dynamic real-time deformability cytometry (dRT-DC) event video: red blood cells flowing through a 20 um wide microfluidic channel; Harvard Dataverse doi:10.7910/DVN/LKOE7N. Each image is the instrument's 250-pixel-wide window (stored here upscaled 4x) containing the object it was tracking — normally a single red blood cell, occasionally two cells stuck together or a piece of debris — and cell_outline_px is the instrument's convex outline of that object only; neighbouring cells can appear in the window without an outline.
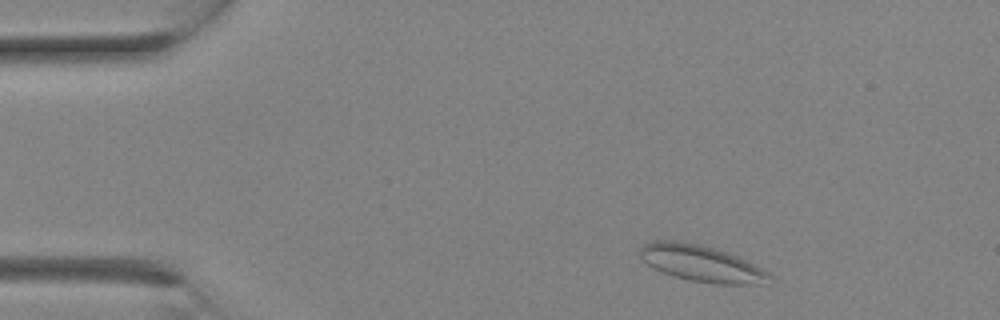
{"species": "Egyptian fruit bat (a non-hibernating species)", "species_latin": "Rousettus aegyptiacus", "temperature_condition": "room temperature", "stored_images_in_passage": 16, "camera_frame_rate_fps": 3000, "um_per_image_px": 0.085, "animal": {"sex": "female"}, "frame": {"image": 1, "passage_image": 2, "time_ms": 0.333, "image_size_px": [1000, 320], "cell_outline_px": [[772, 276], [764, 284], [716, 284], [692, 280], [660, 272], [652, 268], [640, 256], [640, 248], [644, 244], [652, 240], [680, 240], [700, 244], [716, 248], [736, 256], [768, 272]], "centroid_in_image_um": [59.57, 22.37], "position_along_channel_um": 25.4, "area_um2": 27.28}}
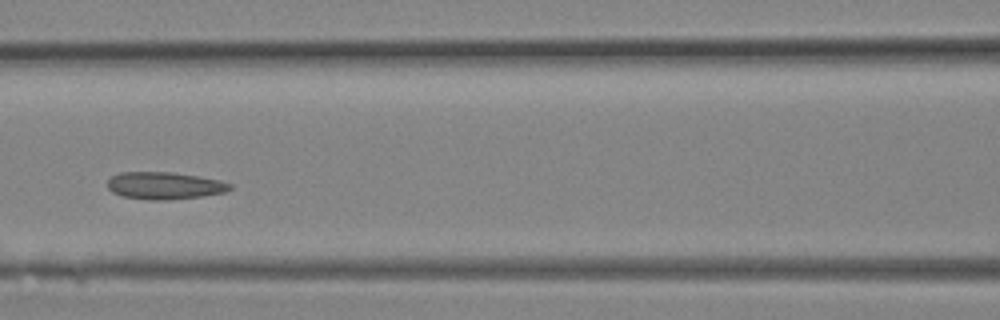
{"frame": {"image": 2, "passage_image": 10, "time_ms": 3.0, "image_size_px": [1000, 320], "cell_outline_px": [[232, 188], [224, 192], [200, 196], [164, 200], [148, 200], [124, 196], [112, 192], [108, 188], [108, 180], [112, 176], [120, 172], [172, 172], [220, 180], [232, 184]], "centroid_in_image_um": [13.97, 15.77], "position_along_channel_um": 152.6, "area_um2": 19.25}}
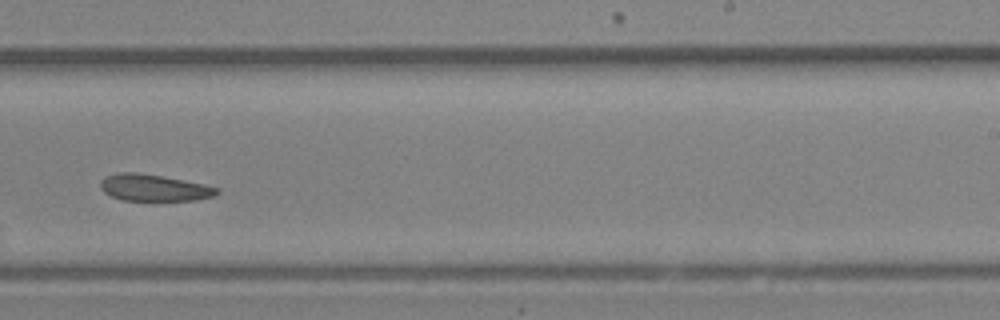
{"frame": {"image": 3, "passage_image": 15, "time_ms": 4.667, "image_size_px": [1000, 320], "cell_outline_px": [[220, 192], [212, 196], [196, 200], [120, 200], [104, 192], [100, 188], [100, 180], [104, 176], [116, 172], [136, 172], [160, 176], [204, 184], [220, 188]], "centroid_in_image_um": [13.04, 15.95], "position_along_channel_um": 276.0, "area_um2": 18.09}}